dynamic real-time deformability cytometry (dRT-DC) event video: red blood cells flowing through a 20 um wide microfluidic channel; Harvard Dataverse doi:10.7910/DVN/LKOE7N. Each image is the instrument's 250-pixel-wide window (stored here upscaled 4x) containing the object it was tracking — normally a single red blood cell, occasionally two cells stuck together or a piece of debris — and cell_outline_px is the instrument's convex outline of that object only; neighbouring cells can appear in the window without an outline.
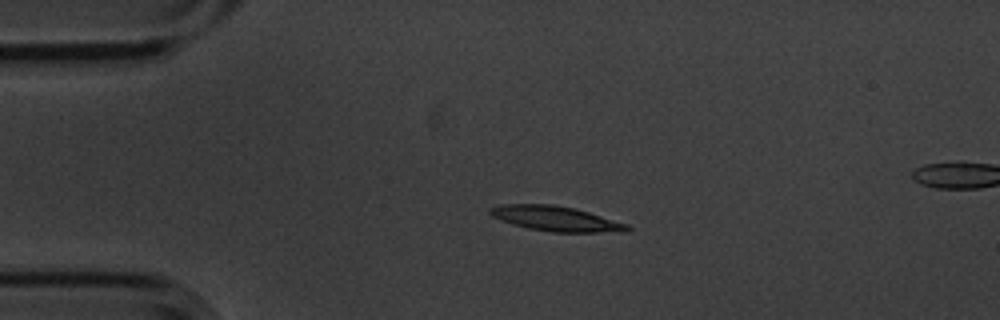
{"species": "common noctule bat (a hibernating species)", "species_latin": "Nyctalus noctula", "temperature_condition": "cold", "stored_images_in_passage": 5, "camera_frame_rate_fps": 3000, "um_per_image_px": 0.085, "animal": {"sex": "male", "body_mass_g": 20.1, "forearm_length_mm": 53.5}, "frame": {"image": 1, "passage_image": 3, "time_ms": 0.667, "image_size_px": [1000, 320], "cell_outline_px": [[632, 228], [620, 232], [552, 232], [528, 228], [512, 224], [500, 220], [492, 216], [488, 212], [488, 208], [500, 204], [552, 204], [576, 208], [628, 224]], "centroid_in_image_um": [47.22, 18.57], "position_along_channel_um": 37.8, "area_um2": 20.06}}